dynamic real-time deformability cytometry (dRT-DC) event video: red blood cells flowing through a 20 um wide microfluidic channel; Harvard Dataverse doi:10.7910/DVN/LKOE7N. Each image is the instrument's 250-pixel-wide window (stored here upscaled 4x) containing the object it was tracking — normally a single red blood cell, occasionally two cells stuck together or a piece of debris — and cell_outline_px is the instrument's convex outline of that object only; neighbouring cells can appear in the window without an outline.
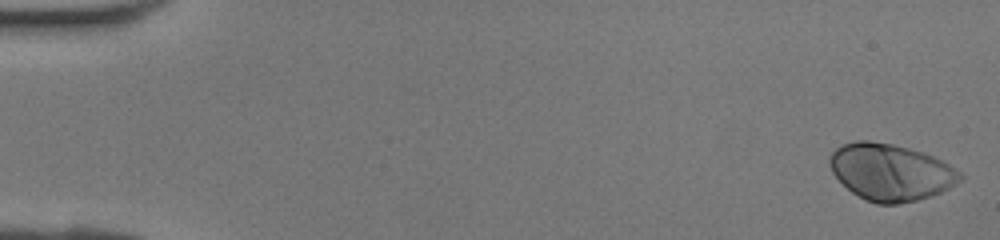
{"species": "human", "species_latin": "Homo sapiens", "temperature_condition": "room temperature", "stored_images_in_passage": 41, "camera_frame_rate_fps": 3000, "um_per_image_px": 0.085, "donor": {"sex": "female"}, "frame": {"image": 1, "passage_image": 1, "time_ms": 0.0, "image_size_px": [1000, 240], "cell_outline_px": [[964, 176], [956, 184], [940, 192], [916, 200], [896, 204], [876, 204], [864, 200], [852, 192], [832, 172], [828, 164], [828, 156], [840, 144], [856, 140], [868, 140], [892, 144], [924, 152], [956, 168]], "centroid_in_image_um": [75.67, 14.62], "position_along_channel_um": 9.3, "area_um2": 43.12}}
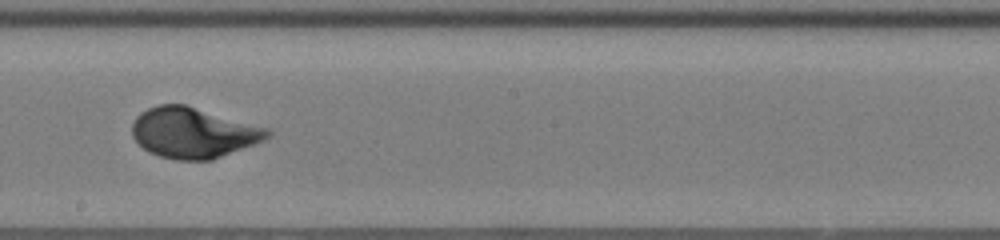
{"frame": {"image": 2, "passage_image": 24, "time_ms": 7.667, "image_size_px": [1000, 240], "cell_outline_px": [[272, 136], [256, 144], [212, 160], [176, 160], [160, 156], [148, 152], [132, 136], [132, 124], [136, 116], [140, 112], [156, 104], [184, 104], [268, 128], [272, 132]], "centroid_in_image_um": [16.44, 11.29], "position_along_channel_um": 231.8, "area_um2": 39.94}}
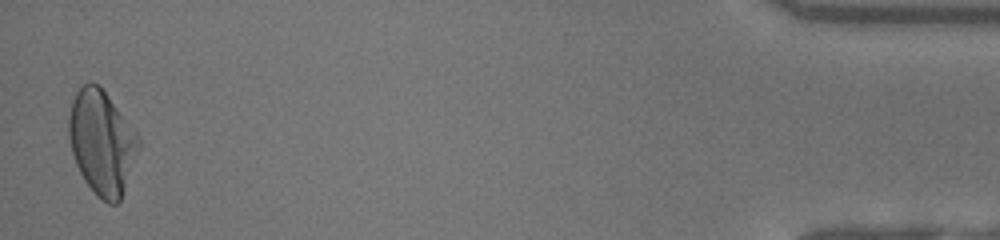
{"frame": {"image": 3, "passage_image": 41, "time_ms": 13.333, "image_size_px": [1000, 240], "cell_outline_px": [[140, 148], [120, 200], [116, 204], [108, 204], [96, 196], [84, 180], [76, 164], [72, 152], [68, 136], [68, 116], [72, 100], [76, 92], [84, 84], [96, 84], [104, 92], [136, 132], [140, 140]], "centroid_in_image_um": [8.64, 12.15], "position_along_channel_um": 426.6, "area_um2": 41.91}}